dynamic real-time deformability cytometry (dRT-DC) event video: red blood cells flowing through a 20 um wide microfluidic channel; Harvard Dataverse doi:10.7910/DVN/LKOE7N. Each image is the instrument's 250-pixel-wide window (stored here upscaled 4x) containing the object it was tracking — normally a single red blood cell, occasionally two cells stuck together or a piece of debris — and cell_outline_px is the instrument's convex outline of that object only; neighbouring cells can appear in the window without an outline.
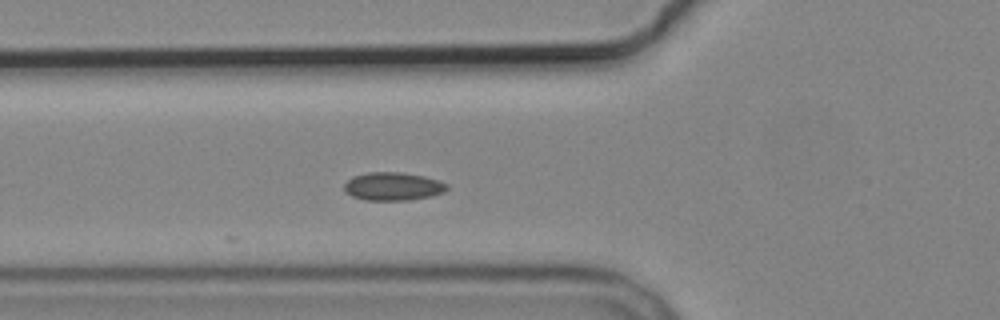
{"species": "common noctule bat (a hibernating species)", "species_latin": "Nyctalus noctula", "temperature_condition": "cold", "stored_images_in_passage": 4, "camera_frame_rate_fps": 3000, "um_per_image_px": 0.085, "animal": {"sex": "male", "body_mass_g": 19.2, "forearm_length_mm": 51.8}, "frame": {"image": 1, "passage_image": 4, "time_ms": 3.333, "image_size_px": [1000, 320], "cell_outline_px": [[448, 188], [444, 192], [432, 196], [408, 200], [364, 200], [352, 196], [344, 192], [344, 184], [352, 176], [368, 172], [400, 172], [424, 176], [448, 184]], "centroid_in_image_um": [33.38, 15.84], "position_along_channel_um": 92.4, "area_um2": 16.94}}